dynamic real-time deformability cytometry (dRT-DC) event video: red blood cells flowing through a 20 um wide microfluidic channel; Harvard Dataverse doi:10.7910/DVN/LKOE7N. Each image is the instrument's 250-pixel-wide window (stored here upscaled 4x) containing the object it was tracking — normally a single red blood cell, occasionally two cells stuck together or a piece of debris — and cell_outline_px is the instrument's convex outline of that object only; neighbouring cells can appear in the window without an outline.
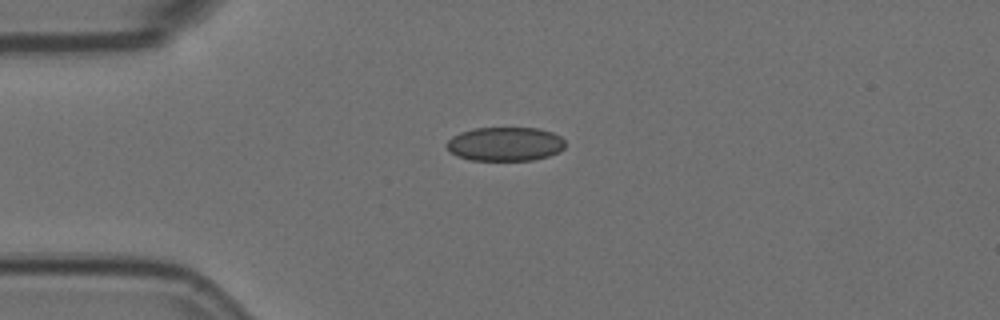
{"species": "Egyptian fruit bat (a non-hibernating species)", "species_latin": "Rousettus aegyptiacus", "temperature_condition": "room temperature", "stored_images_in_passage": 4, "camera_frame_rate_fps": 3000, "um_per_image_px": 0.085, "animal": {"sex": "female"}, "frame": {"image": 1, "passage_image": 1, "time_ms": 0.0, "image_size_px": [1000, 320], "cell_outline_px": [[564, 148], [560, 152], [548, 156], [532, 160], [472, 160], [456, 156], [444, 144], [452, 136], [460, 132], [472, 128], [540, 128], [552, 132], [560, 136], [564, 140]], "centroid_in_image_um": [42.93, 12.23], "position_along_channel_um": 42.1, "area_um2": 23.58}}
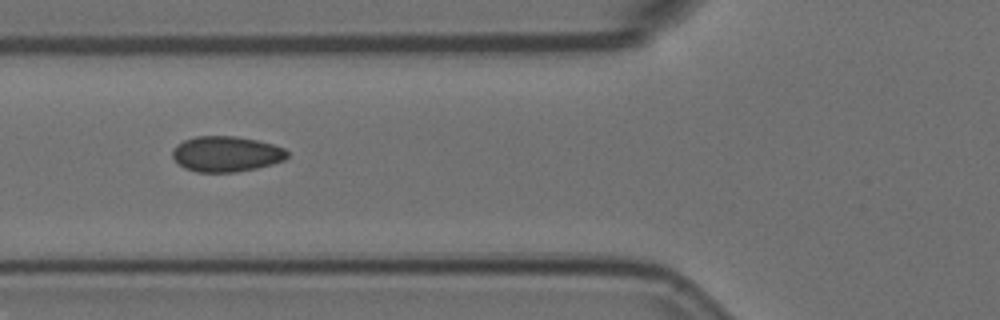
{"frame": {"image": 2, "passage_image": 3, "time_ms": 0.667, "image_size_px": [1000, 320], "cell_outline_px": [[288, 156], [284, 160], [272, 164], [256, 168], [236, 172], [196, 172], [184, 168], [172, 156], [172, 148], [176, 144], [184, 140], [196, 136], [236, 136], [256, 140], [272, 144], [284, 148], [288, 152]], "centroid_in_image_um": [19.21, 13.08], "position_along_channel_um": 106.6, "area_um2": 23.81}}
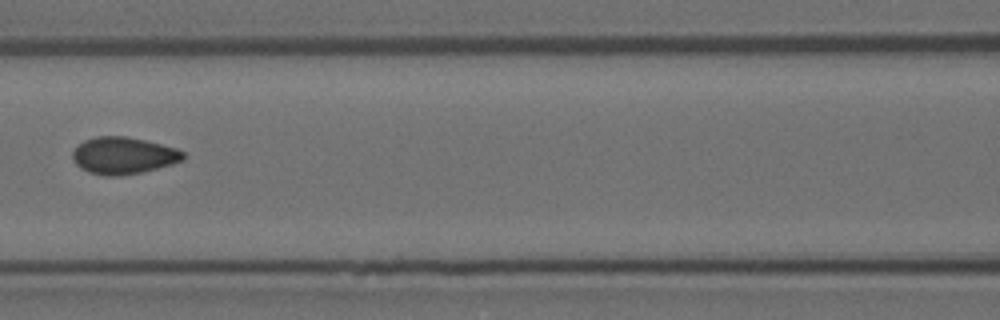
{"frame": {"image": 3, "passage_image": 4, "time_ms": 1.0, "image_size_px": [1000, 320], "cell_outline_px": [[184, 160], [172, 164], [140, 172], [120, 176], [104, 176], [88, 172], [80, 168], [76, 164], [72, 156], [72, 152], [84, 140], [96, 136], [124, 136], [144, 140], [176, 148], [184, 152]], "centroid_in_image_um": [10.47, 13.23], "position_along_channel_um": 156.1, "area_um2": 23.7}}